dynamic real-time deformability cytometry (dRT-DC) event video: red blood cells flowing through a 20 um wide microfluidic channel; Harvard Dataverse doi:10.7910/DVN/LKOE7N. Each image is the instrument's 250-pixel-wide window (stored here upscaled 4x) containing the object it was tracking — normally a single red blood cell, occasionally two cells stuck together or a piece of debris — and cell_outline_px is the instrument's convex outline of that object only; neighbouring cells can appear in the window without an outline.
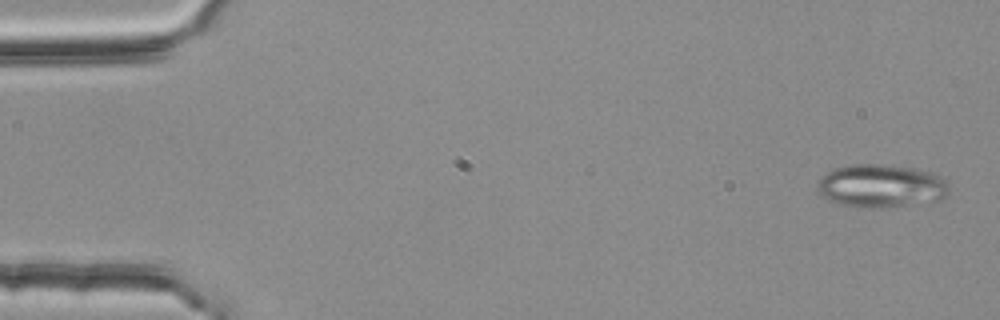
{"species": "common noctule bat (a hibernating species)", "species_latin": "Nyctalus noctula", "temperature_condition": "room temperature", "stored_images_in_passage": 54, "camera_frame_rate_fps": 3000, "um_per_image_px": 0.085, "animal": {"sex": "female", "body_mass_g": 25.1}, "frame": {"image": 1, "passage_image": 2, "time_ms": 0.333, "image_size_px": [1000, 320], "cell_outline_px": [[948, 192], [940, 200], [884, 208], [852, 208], [828, 200], [820, 196], [816, 188], [816, 184], [820, 176], [832, 168], [848, 164], [884, 164], [916, 168], [936, 172], [948, 184]], "centroid_in_image_um": [74.83, 15.8], "position_along_channel_um": 10.2, "area_um2": 33.99}}
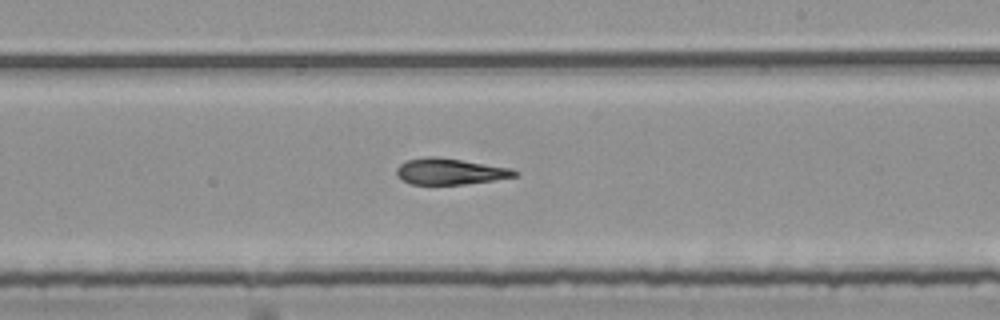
{"frame": {"image": 2, "passage_image": 32, "time_ms": 10.333, "image_size_px": [1000, 320], "cell_outline_px": [[520, 172], [516, 176], [492, 180], [464, 184], [412, 184], [404, 180], [396, 172], [396, 168], [400, 164], [408, 160], [428, 156], [436, 156], [512, 168]], "centroid_in_image_um": [38.28, 14.56], "position_along_channel_um": 250.7, "area_um2": 17.74}}
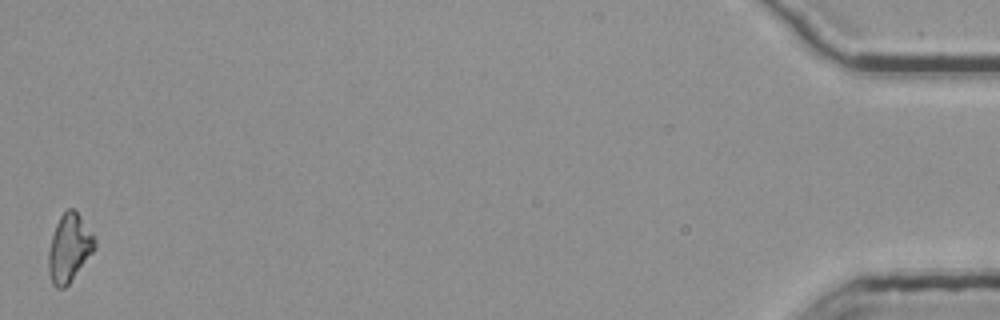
{"frame": {"image": 3, "passage_image": 54, "time_ms": 17.667, "image_size_px": [1000, 320], "cell_outline_px": [[96, 248], [68, 284], [64, 288], [56, 288], [52, 284], [48, 272], [48, 252], [52, 236], [56, 224], [60, 216], [68, 208], [72, 208], [76, 212], [96, 240]], "centroid_in_image_um": [5.86, 21.11], "position_along_channel_um": 429.3, "area_um2": 17.98}}